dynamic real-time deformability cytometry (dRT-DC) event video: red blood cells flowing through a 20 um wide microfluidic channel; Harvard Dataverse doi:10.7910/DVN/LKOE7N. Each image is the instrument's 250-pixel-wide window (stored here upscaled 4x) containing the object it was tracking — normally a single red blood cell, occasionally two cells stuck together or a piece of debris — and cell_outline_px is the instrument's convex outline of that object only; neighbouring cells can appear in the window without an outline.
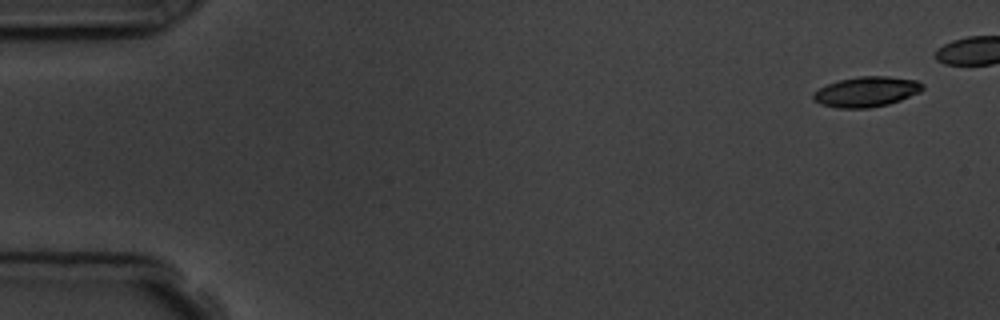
{"species": "common noctule bat (a hibernating species)", "species_latin": "Nyctalus noctula", "temperature_condition": "room temperature", "stored_images_in_passage": 7, "camera_frame_rate_fps": 3000, "um_per_image_px": 0.085, "animal": {"sex": "male", "body_mass_g": 19.5, "forearm_length_mm": 54.6}, "frame": {"image": 1, "passage_image": 1, "time_ms": 0.0, "image_size_px": [1000, 320], "cell_outline_px": [[924, 88], [920, 92], [900, 100], [888, 104], [868, 108], [836, 108], [820, 104], [812, 100], [812, 92], [828, 84], [840, 80], [860, 76], [888, 76], [916, 80], [924, 84]], "centroid_in_image_um": [73.63, 7.8], "position_along_channel_um": 11.4, "area_um2": 19.31}}